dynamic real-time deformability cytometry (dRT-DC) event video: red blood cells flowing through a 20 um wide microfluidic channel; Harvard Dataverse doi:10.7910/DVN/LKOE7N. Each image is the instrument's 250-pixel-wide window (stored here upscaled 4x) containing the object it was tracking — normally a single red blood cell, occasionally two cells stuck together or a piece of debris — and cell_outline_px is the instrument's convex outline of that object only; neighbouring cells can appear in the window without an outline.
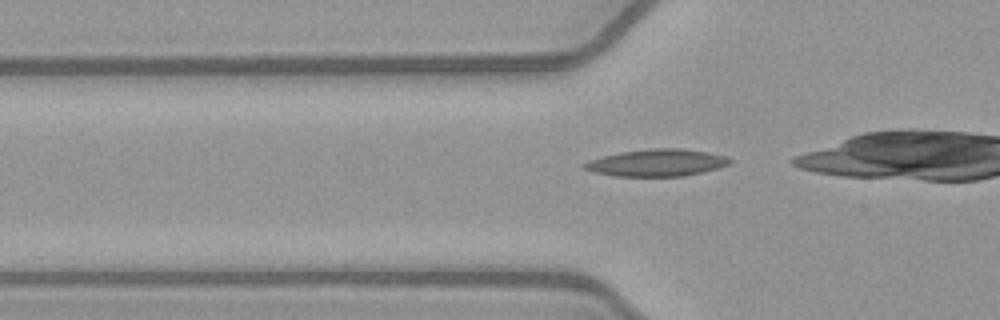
{"species": "common noctule bat (a hibernating species)", "species_latin": "Nyctalus noctula", "temperature_condition": "warm", "stored_images_in_passage": 26, "camera_frame_rate_fps": 3000, "um_per_image_px": 0.085, "animal": {"sex": "female", "body_mass_g": 21.9}, "frame": {"image": 1, "passage_image": 2, "time_ms": 0.333, "image_size_px": [1000, 320], "cell_outline_px": [[732, 164], [720, 168], [704, 172], [684, 176], [616, 176], [592, 172], [580, 168], [580, 164], [604, 156], [620, 152], [648, 148], [684, 148], [708, 152], [724, 156], [732, 160]], "centroid_in_image_um": [55.84, 13.83], "position_along_channel_um": 70.0, "area_um2": 23.24}}
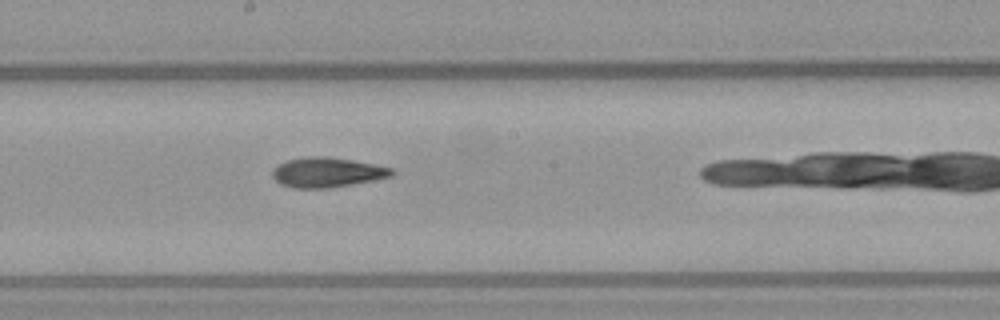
{"frame": {"image": 2, "passage_image": 13, "time_ms": 4.0, "image_size_px": [1000, 320], "cell_outline_px": [[396, 172], [392, 176], [352, 184], [328, 188], [292, 188], [280, 184], [272, 176], [272, 168], [288, 160], [308, 156], [324, 156], [352, 160], [392, 168]], "centroid_in_image_um": [27.78, 14.65], "position_along_channel_um": 220.4, "area_um2": 20.63}}
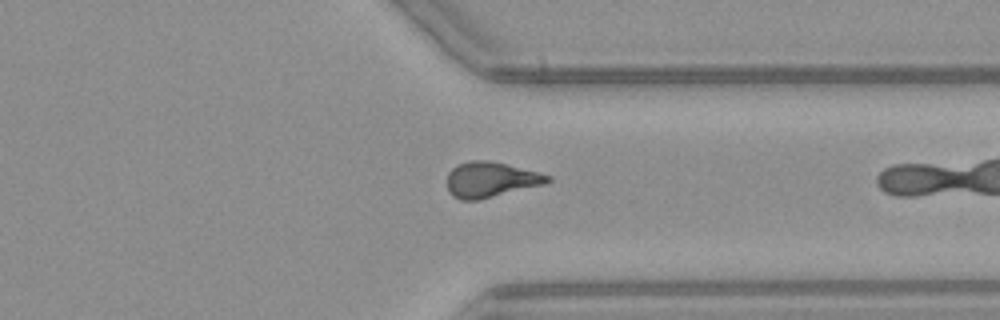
{"frame": {"image": 3, "passage_image": 24, "time_ms": 7.667, "image_size_px": [1000, 320], "cell_outline_px": [[552, 180], [544, 184], [480, 200], [460, 200], [452, 196], [448, 192], [448, 172], [456, 164], [468, 160], [488, 160], [552, 176]], "centroid_in_image_um": [41.66, 15.28], "position_along_channel_um": 369.7, "area_um2": 20.69}}